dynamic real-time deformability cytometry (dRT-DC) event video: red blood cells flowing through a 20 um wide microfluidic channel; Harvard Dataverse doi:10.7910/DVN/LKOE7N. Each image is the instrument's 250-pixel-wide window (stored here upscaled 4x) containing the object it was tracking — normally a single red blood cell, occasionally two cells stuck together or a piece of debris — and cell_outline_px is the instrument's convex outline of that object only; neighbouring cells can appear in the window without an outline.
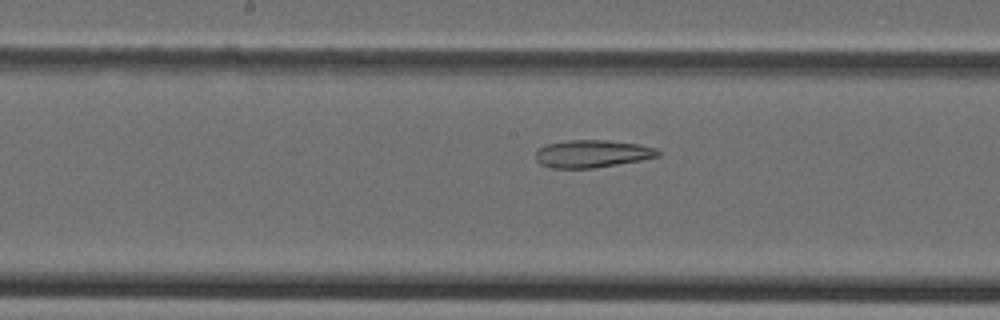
{"species": "Egyptian fruit bat (a non-hibernating species)", "species_latin": "Rousettus aegyptiacus", "temperature_condition": "cold", "stored_images_in_passage": 46, "camera_frame_rate_fps": 3000, "um_per_image_px": 0.085, "animal": {"sex": "female"}, "frame": {"image": 1, "passage_image": 24, "time_ms": 7.667, "image_size_px": [1000, 320], "cell_outline_px": [[660, 156], [640, 160], [592, 168], [552, 168], [540, 164], [536, 160], [536, 148], [544, 144], [568, 140], [608, 140], [640, 144], [656, 148], [660, 152]], "centroid_in_image_um": [50.3, 13.05], "position_along_channel_um": 197.9, "area_um2": 19.77}}
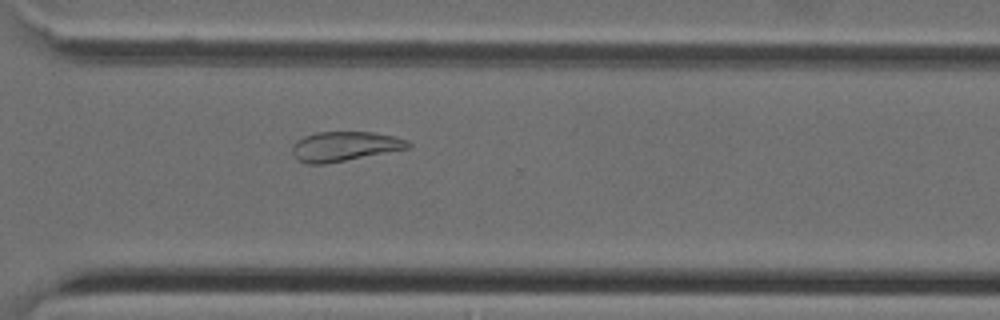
{"frame": {"image": 2, "passage_image": 34, "time_ms": 11.0, "image_size_px": [1000, 320], "cell_outline_px": [[412, 148], [324, 164], [308, 164], [296, 160], [292, 152], [292, 148], [304, 136], [316, 132], [372, 132], [392, 136], [408, 140], [412, 144]], "centroid_in_image_um": [29.33, 12.45], "position_along_channel_um": 341.3, "area_um2": 19.94}}
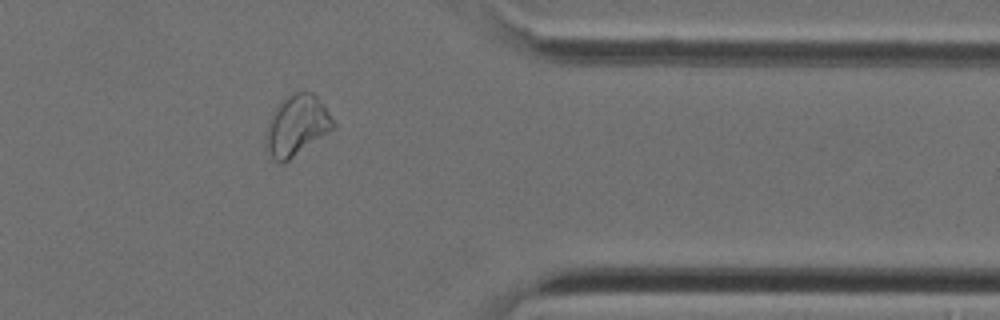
{"frame": {"image": 3, "passage_image": 38, "time_ms": 12.333, "image_size_px": [1000, 320], "cell_outline_px": [[336, 124], [332, 128], [284, 164], [280, 164], [268, 152], [264, 144], [264, 136], [268, 124], [276, 108], [288, 96], [296, 92], [312, 92], [324, 104]], "centroid_in_image_um": [25.2, 10.68], "position_along_channel_um": 386.2, "area_um2": 23.24}}